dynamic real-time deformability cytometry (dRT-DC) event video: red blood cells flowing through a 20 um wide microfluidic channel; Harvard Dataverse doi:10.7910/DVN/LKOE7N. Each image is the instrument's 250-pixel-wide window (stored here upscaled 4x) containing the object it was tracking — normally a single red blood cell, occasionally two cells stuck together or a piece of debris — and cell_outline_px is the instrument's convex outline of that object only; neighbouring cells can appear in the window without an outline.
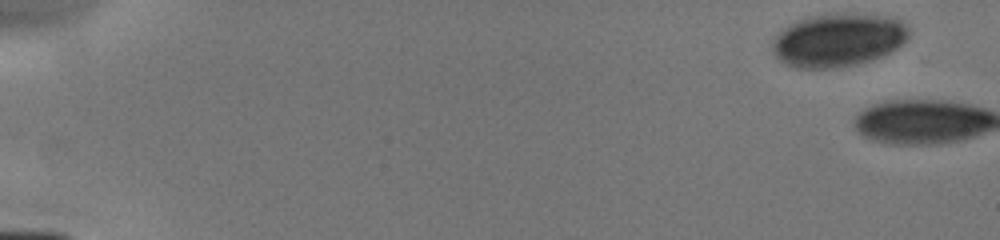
{"species": "human", "species_latin": "Homo sapiens", "temperature_condition": "cold", "stored_images_in_passage": 2, "camera_frame_rate_fps": 3000, "um_per_image_px": 0.085, "donor": {"sex": "male"}, "frame": {"image": 1, "passage_image": 1, "time_ms": 0.0, "image_size_px": [1000, 240], "cell_outline_px": [[908, 40], [896, 48], [880, 56], [856, 64], [828, 68], [792, 68], [784, 64], [772, 52], [772, 40], [788, 24], [808, 16], [836, 12], [852, 12], [892, 16], [908, 24]], "centroid_in_image_um": [71.24, 3.36], "position_along_channel_um": 13.8, "area_um2": 42.95}}